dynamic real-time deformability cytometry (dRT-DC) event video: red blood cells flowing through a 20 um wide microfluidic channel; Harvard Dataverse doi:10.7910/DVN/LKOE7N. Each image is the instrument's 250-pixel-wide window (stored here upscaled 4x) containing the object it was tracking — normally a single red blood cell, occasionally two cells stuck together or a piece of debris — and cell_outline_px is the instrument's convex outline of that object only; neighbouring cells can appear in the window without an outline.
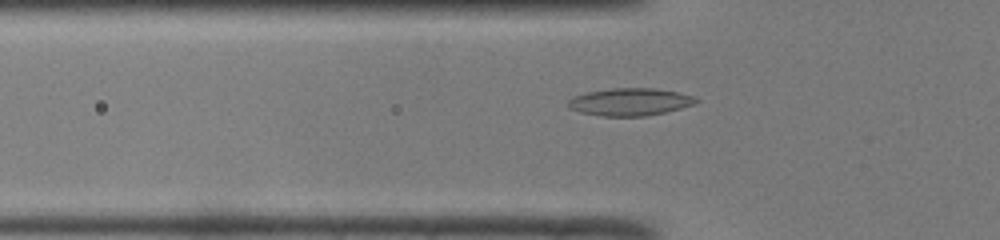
{"species": "common noctule bat (a hibernating species)", "species_latin": "Nyctalus noctula", "temperature_condition": "room temperature", "stored_images_in_passage": 50, "camera_frame_rate_fps": 3000, "um_per_image_px": 0.085, "animal": {"sex": "male", "body_mass_g": 19.0, "forearm_length_mm": 50.8}, "frame": {"image": 1, "passage_image": 17, "time_ms": 5.333, "image_size_px": [1000, 240], "cell_outline_px": [[700, 100], [696, 104], [664, 112], [644, 116], [604, 116], [580, 112], [568, 108], [568, 100], [572, 96], [588, 92], [612, 88], [656, 88], [676, 92], [692, 96]], "centroid_in_image_um": [53.53, 8.66], "position_along_channel_um": 72.3, "area_um2": 20.4}}
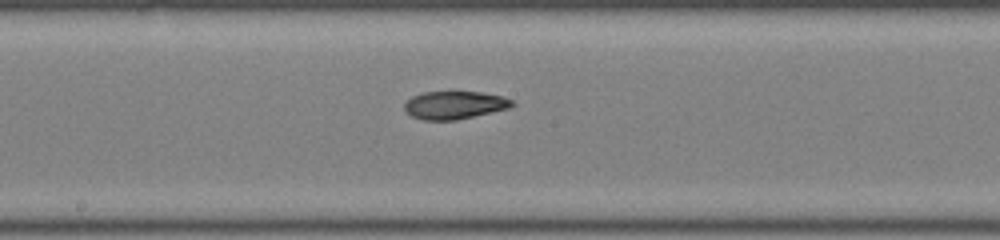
{"frame": {"image": 2, "passage_image": 27, "time_ms": 8.667, "image_size_px": [1000, 240], "cell_outline_px": [[516, 104], [508, 108], [492, 112], [456, 120], [424, 120], [412, 116], [404, 108], [404, 104], [412, 96], [424, 92], [452, 88], [480, 92], [500, 96], [512, 100]], "centroid_in_image_um": [38.62, 8.88], "position_along_channel_um": 209.6, "area_um2": 18.09}}
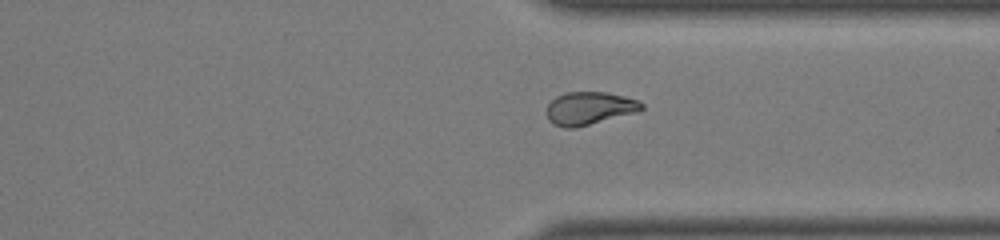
{"frame": {"image": 3, "passage_image": 38, "time_ms": 12.333, "image_size_px": [1000, 240], "cell_outline_px": [[644, 108], [636, 112], [576, 128], [564, 128], [552, 124], [548, 120], [548, 104], [556, 96], [568, 92], [604, 92], [624, 96], [636, 100], [644, 104]], "centroid_in_image_um": [50.08, 9.21], "position_along_channel_um": 361.3, "area_um2": 18.09}, "authors_computed_cell_mechanics": {"area_um2": 18.785, "velocity_mm_per_s": 4.1205, "shape_relaxation_time_tau1_ms": 9.1621, "shape_relaxation_time_tau2_ms": 4.1004, "deformation_change_tau1": 0.2645, "deformation_change_tau2": 0.0939}}